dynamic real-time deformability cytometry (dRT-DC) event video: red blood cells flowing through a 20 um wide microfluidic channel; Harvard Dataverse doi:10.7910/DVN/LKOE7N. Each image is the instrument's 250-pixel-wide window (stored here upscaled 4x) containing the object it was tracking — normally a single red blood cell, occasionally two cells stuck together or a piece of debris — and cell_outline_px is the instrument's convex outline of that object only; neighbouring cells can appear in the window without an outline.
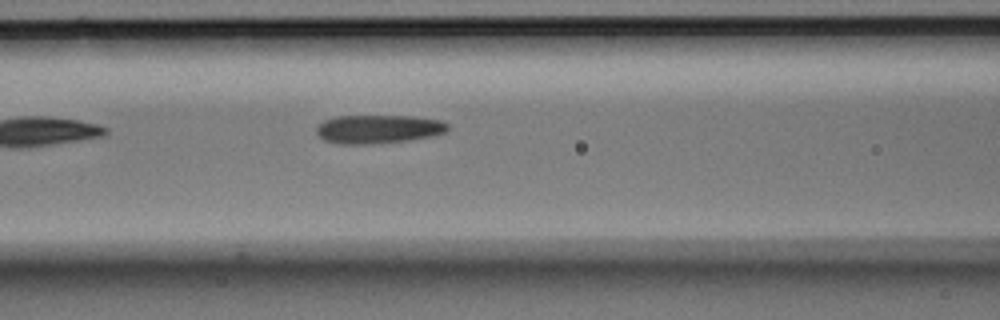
{"species": "Egyptian fruit bat (a non-hibernating species)", "species_latin": "Rousettus aegyptiacus", "temperature_condition": "room temperature", "stored_images_in_passage": 3, "camera_frame_rate_fps": 3000, "um_per_image_px": 0.085, "animal": {"sex": "male"}, "frame": {"image": 1, "passage_image": 3, "time_ms": 0.667, "image_size_px": [1000, 320], "cell_outline_px": [[448, 128], [444, 132], [432, 136], [408, 140], [368, 144], [340, 144], [324, 140], [316, 132], [316, 128], [324, 120], [336, 116], [412, 116], [440, 120], [448, 124]], "centroid_in_image_um": [32.14, 10.97], "position_along_channel_um": 134.5, "area_um2": 21.73}}